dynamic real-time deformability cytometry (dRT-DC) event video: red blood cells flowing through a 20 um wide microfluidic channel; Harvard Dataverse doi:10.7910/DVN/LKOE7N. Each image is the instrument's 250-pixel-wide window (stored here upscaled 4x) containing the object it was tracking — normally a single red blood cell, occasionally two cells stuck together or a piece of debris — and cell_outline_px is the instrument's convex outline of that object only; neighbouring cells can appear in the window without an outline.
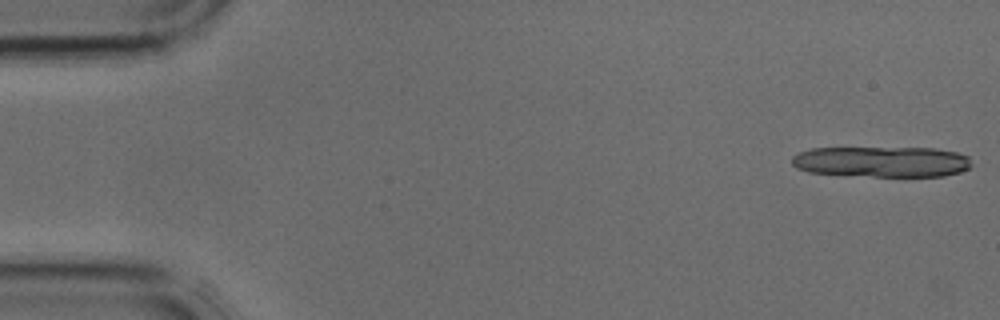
{"species": "common noctule bat (a hibernating species)", "species_latin": "Nyctalus noctula", "temperature_condition": "cold", "stored_images_in_passage": 3, "camera_frame_rate_fps": 3000, "um_per_image_px": 0.085, "animal": {"sex": "male", "body_mass_g": 17.9, "forearm_length_mm": 54.2}, "frame": {"image": 1, "passage_image": 1, "time_ms": 0.0, "image_size_px": [1000, 320], "cell_outline_px": [[972, 164], [968, 168], [960, 172], [944, 176], [872, 176], [808, 172], [796, 168], [792, 164], [792, 156], [800, 152], [812, 148], [936, 148], [956, 152], [968, 156]], "centroid_in_image_um": [74.96, 13.74], "position_along_channel_um": 10.0, "area_um2": 32.14}}
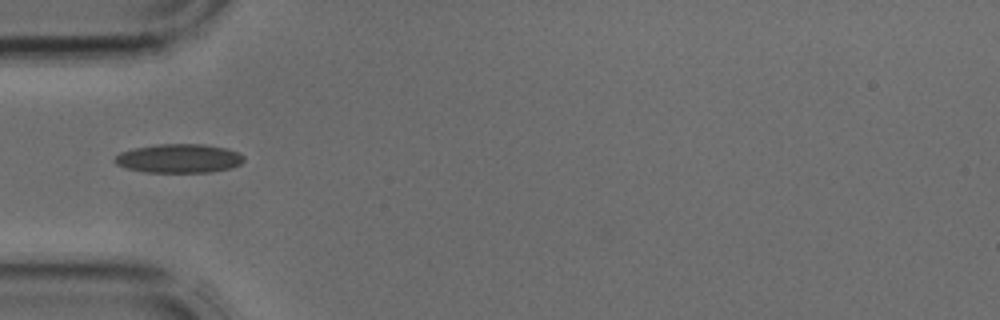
{"frame": {"image": 2, "passage_image": 2, "time_ms": 0.333, "image_size_px": [1000, 320], "cell_outline_px": [[244, 160], [240, 164], [232, 168], [208, 172], [144, 172], [128, 168], [116, 164], [112, 160], [120, 152], [136, 148], [160, 144], [204, 144], [224, 148], [236, 152], [244, 156]], "centroid_in_image_um": [15.21, 13.47], "position_along_channel_um": 69.8, "area_um2": 21.56}}